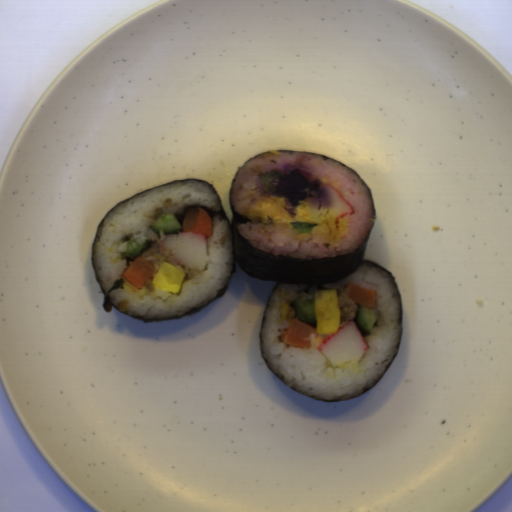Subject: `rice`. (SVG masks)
I'll return each instance as SVG.
<instances>
[{
  "label": "rice",
  "mask_w": 512,
  "mask_h": 512,
  "mask_svg": "<svg viewBox=\"0 0 512 512\" xmlns=\"http://www.w3.org/2000/svg\"><path fill=\"white\" fill-rule=\"evenodd\" d=\"M375 290L377 320L372 335L365 337L367 349L357 363L334 367L316 348L327 335H310L309 348L281 341L289 322L297 318L290 303L315 289H336L341 324L354 319L358 303L348 300L351 284ZM339 327V328H340ZM399 328L398 294L380 269L359 265L350 277L319 285L278 284L263 312L261 341L266 365L298 393L318 400L354 398L369 389L391 362Z\"/></svg>",
  "instance_id": "2"
},
{
  "label": "rice",
  "mask_w": 512,
  "mask_h": 512,
  "mask_svg": "<svg viewBox=\"0 0 512 512\" xmlns=\"http://www.w3.org/2000/svg\"><path fill=\"white\" fill-rule=\"evenodd\" d=\"M270 170L279 171L281 175L296 170L308 182L315 179L322 182V186L328 184L335 188L355 211L348 216L346 235L335 245L312 233L297 235L290 224L301 221L319 225L326 217L316 220L308 217L305 201L293 208L286 197L265 193L258 175ZM265 197L286 200L284 209L292 217L270 219L254 214V204ZM230 204L234 211L251 220L238 224L237 229L252 247L292 259H331L351 253L364 242L373 224L370 194L355 174L330 159L292 151L261 154L241 166L233 179Z\"/></svg>",
  "instance_id": "3"
},
{
  "label": "rice",
  "mask_w": 512,
  "mask_h": 512,
  "mask_svg": "<svg viewBox=\"0 0 512 512\" xmlns=\"http://www.w3.org/2000/svg\"><path fill=\"white\" fill-rule=\"evenodd\" d=\"M185 206L205 207L214 212L220 210L217 198L207 186L197 181H181L144 192L127 201L107 216L99 231L94 261L103 290L107 293L116 280L122 279L123 288L109 292L108 299L132 317L146 320L193 313L212 302L231 275L232 236L225 218L214 217L210 221L211 236L205 235L207 261L202 271L174 262L173 250H162L160 242L166 234L163 230L159 233L153 231L150 225L165 213L174 216ZM133 238L139 244L146 243L142 253L131 257L121 255L127 242ZM137 257H144L156 272L165 261L185 271L180 292L172 294L155 288L148 294L144 287L139 289L130 284L122 273Z\"/></svg>",
  "instance_id": "1"
}]
</instances>
